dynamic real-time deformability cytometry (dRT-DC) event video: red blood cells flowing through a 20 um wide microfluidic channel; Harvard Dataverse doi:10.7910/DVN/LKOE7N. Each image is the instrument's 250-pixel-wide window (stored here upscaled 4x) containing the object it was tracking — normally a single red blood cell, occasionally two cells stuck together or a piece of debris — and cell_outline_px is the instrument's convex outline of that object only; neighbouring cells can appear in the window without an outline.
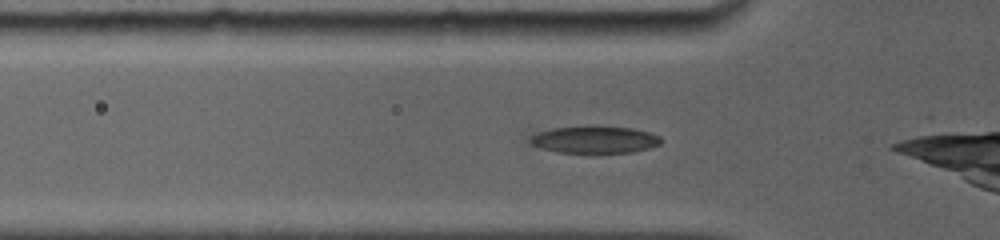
{"species": "common noctule bat (a hibernating species)", "species_latin": "Nyctalus noctula", "temperature_condition": "room temperature", "stored_images_in_passage": 7, "camera_frame_rate_fps": 5000, "um_per_image_px": 0.085, "animal": {"sex": "female", "body_mass_g": 19.0, "forearm_length_mm": 56.7}, "frame": {"image": 1, "passage_image": 2, "time_ms": 0.6, "image_size_px": [1000, 240], "cell_outline_px": [[664, 140], [660, 144], [648, 148], [632, 152], [556, 152], [540, 148], [528, 144], [524, 140], [532, 132], [552, 128], [588, 124], [596, 124], [632, 128], [648, 132], [660, 136]], "centroid_in_image_um": [50.42, 11.82], "position_along_channel_um": 75.4, "area_um2": 21.68}}